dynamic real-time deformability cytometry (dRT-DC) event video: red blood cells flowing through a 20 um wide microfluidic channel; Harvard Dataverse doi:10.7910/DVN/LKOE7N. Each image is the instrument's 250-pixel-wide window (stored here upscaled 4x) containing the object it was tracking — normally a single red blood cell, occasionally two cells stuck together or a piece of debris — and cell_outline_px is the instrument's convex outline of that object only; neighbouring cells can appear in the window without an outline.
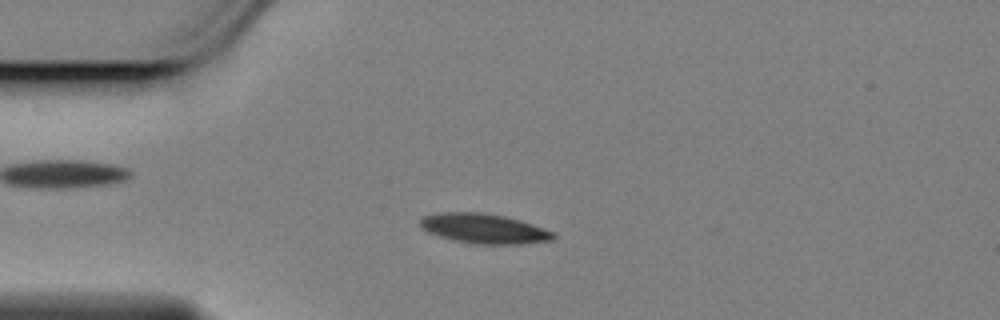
{"species": "Egyptian fruit bat (a non-hibernating species)", "species_latin": "Rousettus aegyptiacus", "temperature_condition": "cold", "stored_images_in_passage": 47, "camera_frame_rate_fps": 3000, "um_per_image_px": 0.085, "animal": {"sex": "female"}, "frame": {"image": 1, "passage_image": 10, "time_ms": 3.0, "image_size_px": [1000, 320], "cell_outline_px": [[556, 236], [552, 240], [520, 244], [476, 244], [452, 240], [428, 232], [420, 228], [420, 220], [424, 216], [436, 212], [480, 212], [504, 216], [520, 220], [556, 232]], "centroid_in_image_um": [41.13, 19.43], "position_along_channel_um": 43.9, "area_um2": 23.24}}
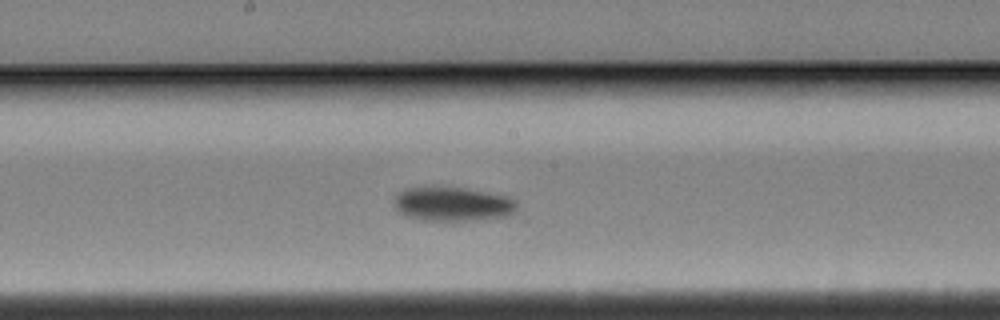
{"frame": {"image": 2, "passage_image": 26, "time_ms": 8.333, "image_size_px": [1000, 320], "cell_outline_px": [[516, 212], [508, 216], [472, 220], [420, 220], [404, 216], [392, 204], [392, 200], [400, 192], [408, 188], [464, 188], [508, 196], [516, 200]], "centroid_in_image_um": [38.48, 17.36], "position_along_channel_um": 209.7, "area_um2": 24.28}}
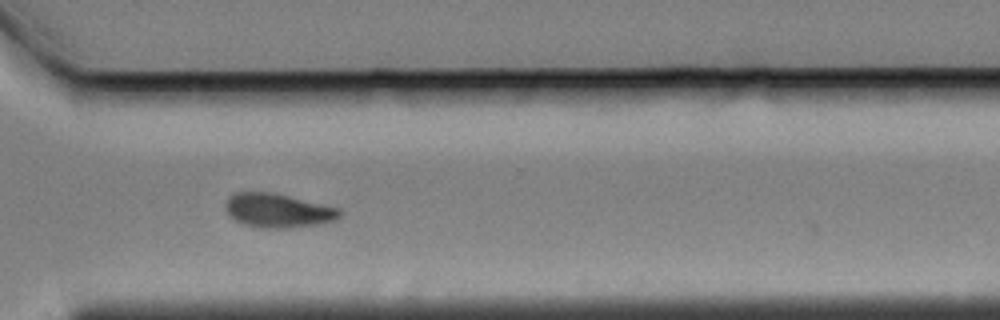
{"frame": {"image": 3, "passage_image": 38, "time_ms": 12.333, "image_size_px": [1000, 320], "cell_outline_px": [[344, 212], [336, 220], [320, 224], [288, 228], [260, 228], [244, 224], [228, 216], [224, 208], [224, 204], [228, 196], [236, 192], [272, 192], [340, 208]], "centroid_in_image_um": [23.61, 17.9], "position_along_channel_um": 347.0, "area_um2": 22.95}, "authors_computed_cell_mechanics": {"area_um2": 23.2356, "velocity_mm_per_s": 3.4319, "shape_relaxation_time_tau1_ms": 5.6094, "shape_relaxation_time_tau2_ms": null, "deformation_change_tau1": 0.1592, "deformation_change_tau2": null}}